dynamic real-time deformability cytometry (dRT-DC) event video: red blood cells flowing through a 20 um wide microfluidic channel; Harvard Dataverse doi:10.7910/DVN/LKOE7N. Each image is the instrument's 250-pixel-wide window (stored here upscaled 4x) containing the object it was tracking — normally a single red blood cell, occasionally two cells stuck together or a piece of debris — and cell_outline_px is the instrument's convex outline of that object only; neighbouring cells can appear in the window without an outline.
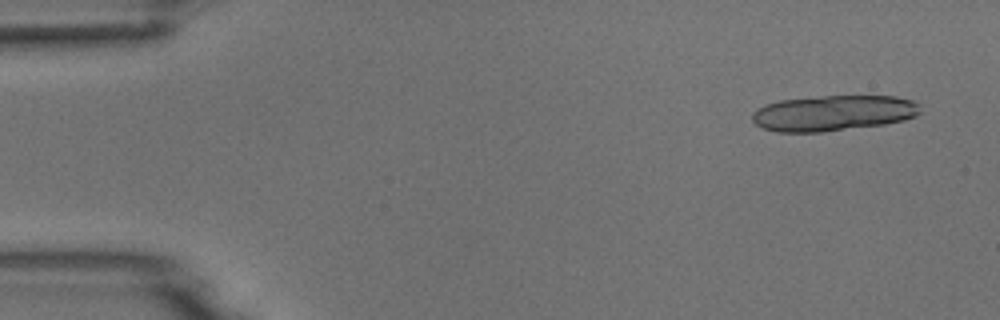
{"species": "common noctule bat (a hibernating species)", "species_latin": "Nyctalus noctula", "temperature_condition": "room temperature", "stored_images_in_passage": 6, "camera_frame_rate_fps": 3000, "um_per_image_px": 0.085, "animal": {"sex": "male", "body_mass_g": 18.8}, "frame": {"image": 1, "passage_image": 1, "time_ms": 0.0, "image_size_px": [1000, 320], "cell_outline_px": [[920, 112], [916, 116], [904, 120], [884, 124], [820, 132], [776, 132], [760, 128], [752, 120], [752, 112], [756, 108], [764, 104], [780, 100], [824, 96], [896, 96], [912, 100], [920, 104]], "centroid_in_image_um": [70.8, 9.61], "position_along_channel_um": 14.2, "area_um2": 35.08}}